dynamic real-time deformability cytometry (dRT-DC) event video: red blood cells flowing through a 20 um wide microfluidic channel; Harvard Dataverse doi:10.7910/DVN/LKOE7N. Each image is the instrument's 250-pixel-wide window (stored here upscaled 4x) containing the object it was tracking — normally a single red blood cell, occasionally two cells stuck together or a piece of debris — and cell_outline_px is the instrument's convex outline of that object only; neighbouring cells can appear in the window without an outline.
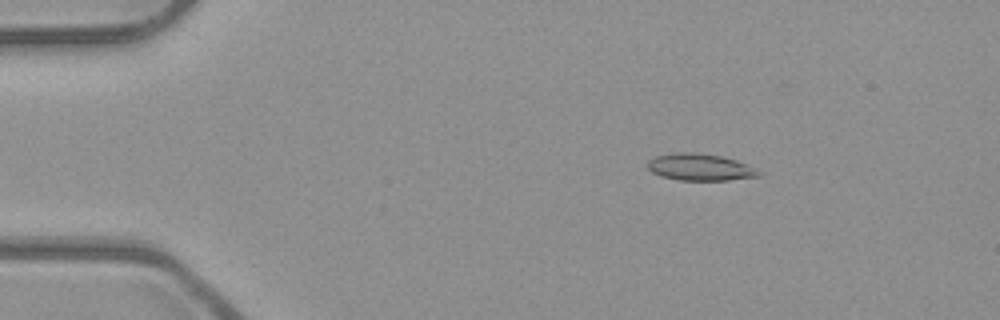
{"species": "common noctule bat (a hibernating species)", "species_latin": "Nyctalus noctula", "temperature_condition": "room temperature", "stored_images_in_passage": 48, "camera_frame_rate_fps": 3000, "um_per_image_px": 0.085, "animal": {"sex": "male", "body_mass_g": 23.1, "forearm_length_mm": 52.7}, "frame": {"image": 1, "passage_image": 4, "time_ms": 1.0, "image_size_px": [1000, 320], "cell_outline_px": [[764, 172], [760, 176], [728, 180], [680, 180], [660, 176], [652, 172], [648, 168], [648, 160], [656, 156], [680, 152], [688, 152], [720, 156], [736, 160]], "centroid_in_image_um": [59.52, 14.22], "position_along_channel_um": 25.5, "area_um2": 17.22}}
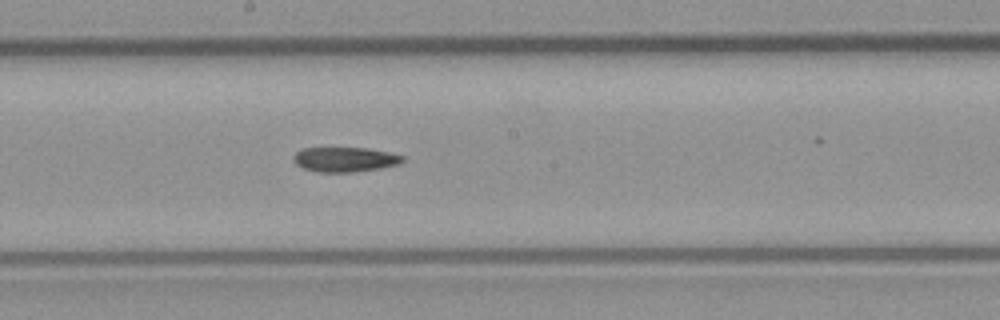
{"frame": {"image": 2, "passage_image": 24, "time_ms": 7.667, "image_size_px": [1000, 320], "cell_outline_px": [[404, 160], [400, 164], [380, 168], [352, 172], [316, 172], [304, 168], [296, 164], [292, 160], [292, 156], [296, 152], [304, 148], [368, 148], [388, 152], [404, 156]], "centroid_in_image_um": [29.3, 13.55], "position_along_channel_um": 218.9, "area_um2": 15.78}}
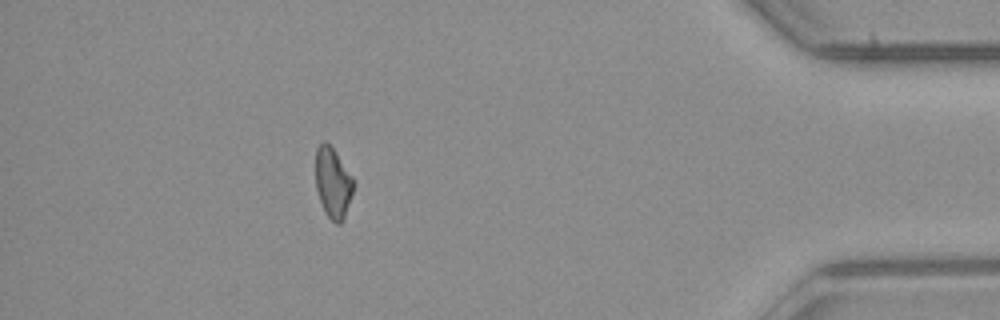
{"frame": {"image": 3, "passage_image": 42, "time_ms": 13.667, "image_size_px": [1000, 320], "cell_outline_px": [[352, 192], [344, 220], [340, 224], [336, 224], [324, 212], [316, 188], [316, 148], [324, 140], [332, 148], [352, 176]], "centroid_in_image_um": [28.28, 15.57], "position_along_channel_um": 406.9, "area_um2": 15.2}}